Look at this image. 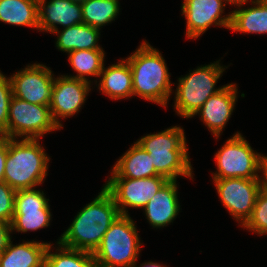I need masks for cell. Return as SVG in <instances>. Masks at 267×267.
<instances>
[{"instance_id": "obj_31", "label": "cell", "mask_w": 267, "mask_h": 267, "mask_svg": "<svg viewBox=\"0 0 267 267\" xmlns=\"http://www.w3.org/2000/svg\"><path fill=\"white\" fill-rule=\"evenodd\" d=\"M7 155H8V139L0 146V182L4 181Z\"/></svg>"}, {"instance_id": "obj_5", "label": "cell", "mask_w": 267, "mask_h": 267, "mask_svg": "<svg viewBox=\"0 0 267 267\" xmlns=\"http://www.w3.org/2000/svg\"><path fill=\"white\" fill-rule=\"evenodd\" d=\"M130 215H120L93 253L96 267H133L143 245Z\"/></svg>"}, {"instance_id": "obj_29", "label": "cell", "mask_w": 267, "mask_h": 267, "mask_svg": "<svg viewBox=\"0 0 267 267\" xmlns=\"http://www.w3.org/2000/svg\"><path fill=\"white\" fill-rule=\"evenodd\" d=\"M15 193L4 181L0 182V220L10 224L14 217Z\"/></svg>"}, {"instance_id": "obj_15", "label": "cell", "mask_w": 267, "mask_h": 267, "mask_svg": "<svg viewBox=\"0 0 267 267\" xmlns=\"http://www.w3.org/2000/svg\"><path fill=\"white\" fill-rule=\"evenodd\" d=\"M238 85L226 84L218 93L210 96L203 106L194 114L199 115L201 122L212 133L213 137L219 139L225 125L234 112L238 98Z\"/></svg>"}, {"instance_id": "obj_23", "label": "cell", "mask_w": 267, "mask_h": 267, "mask_svg": "<svg viewBox=\"0 0 267 267\" xmlns=\"http://www.w3.org/2000/svg\"><path fill=\"white\" fill-rule=\"evenodd\" d=\"M0 22L39 31L37 0H0Z\"/></svg>"}, {"instance_id": "obj_14", "label": "cell", "mask_w": 267, "mask_h": 267, "mask_svg": "<svg viewBox=\"0 0 267 267\" xmlns=\"http://www.w3.org/2000/svg\"><path fill=\"white\" fill-rule=\"evenodd\" d=\"M91 82L82 79L59 75L54 78L53 96L50 101V112L54 122L63 128L60 119L78 114L91 91Z\"/></svg>"}, {"instance_id": "obj_10", "label": "cell", "mask_w": 267, "mask_h": 267, "mask_svg": "<svg viewBox=\"0 0 267 267\" xmlns=\"http://www.w3.org/2000/svg\"><path fill=\"white\" fill-rule=\"evenodd\" d=\"M213 183L224 208L242 227L252 214L261 180L223 178L213 179Z\"/></svg>"}, {"instance_id": "obj_30", "label": "cell", "mask_w": 267, "mask_h": 267, "mask_svg": "<svg viewBox=\"0 0 267 267\" xmlns=\"http://www.w3.org/2000/svg\"><path fill=\"white\" fill-rule=\"evenodd\" d=\"M11 234V224L0 220V253H3L10 244Z\"/></svg>"}, {"instance_id": "obj_36", "label": "cell", "mask_w": 267, "mask_h": 267, "mask_svg": "<svg viewBox=\"0 0 267 267\" xmlns=\"http://www.w3.org/2000/svg\"><path fill=\"white\" fill-rule=\"evenodd\" d=\"M68 1L73 2V3H77V4H83L88 0H68Z\"/></svg>"}, {"instance_id": "obj_35", "label": "cell", "mask_w": 267, "mask_h": 267, "mask_svg": "<svg viewBox=\"0 0 267 267\" xmlns=\"http://www.w3.org/2000/svg\"><path fill=\"white\" fill-rule=\"evenodd\" d=\"M8 139L5 130L0 128V146Z\"/></svg>"}, {"instance_id": "obj_25", "label": "cell", "mask_w": 267, "mask_h": 267, "mask_svg": "<svg viewBox=\"0 0 267 267\" xmlns=\"http://www.w3.org/2000/svg\"><path fill=\"white\" fill-rule=\"evenodd\" d=\"M56 252L49 244L45 254V267H96L93 254L78 249H72L56 243Z\"/></svg>"}, {"instance_id": "obj_24", "label": "cell", "mask_w": 267, "mask_h": 267, "mask_svg": "<svg viewBox=\"0 0 267 267\" xmlns=\"http://www.w3.org/2000/svg\"><path fill=\"white\" fill-rule=\"evenodd\" d=\"M69 63L73 68L76 75H66L68 77L82 79L87 82L93 83V80H89V76L96 78L100 77V73L105 66V51L103 49L93 50H76L67 53Z\"/></svg>"}, {"instance_id": "obj_16", "label": "cell", "mask_w": 267, "mask_h": 267, "mask_svg": "<svg viewBox=\"0 0 267 267\" xmlns=\"http://www.w3.org/2000/svg\"><path fill=\"white\" fill-rule=\"evenodd\" d=\"M37 10L39 32L53 33L83 23L81 4L68 0H37Z\"/></svg>"}, {"instance_id": "obj_4", "label": "cell", "mask_w": 267, "mask_h": 267, "mask_svg": "<svg viewBox=\"0 0 267 267\" xmlns=\"http://www.w3.org/2000/svg\"><path fill=\"white\" fill-rule=\"evenodd\" d=\"M45 152L39 139L8 138L4 182L15 191L40 186L50 162Z\"/></svg>"}, {"instance_id": "obj_6", "label": "cell", "mask_w": 267, "mask_h": 267, "mask_svg": "<svg viewBox=\"0 0 267 267\" xmlns=\"http://www.w3.org/2000/svg\"><path fill=\"white\" fill-rule=\"evenodd\" d=\"M228 66L220 64V59L208 65L198 66L192 72L179 77L174 93V110L182 118H192L206 100L218 93L225 85L216 88Z\"/></svg>"}, {"instance_id": "obj_7", "label": "cell", "mask_w": 267, "mask_h": 267, "mask_svg": "<svg viewBox=\"0 0 267 267\" xmlns=\"http://www.w3.org/2000/svg\"><path fill=\"white\" fill-rule=\"evenodd\" d=\"M230 137L214 155L217 171L212 178L260 179L265 155L255 152L239 131Z\"/></svg>"}, {"instance_id": "obj_12", "label": "cell", "mask_w": 267, "mask_h": 267, "mask_svg": "<svg viewBox=\"0 0 267 267\" xmlns=\"http://www.w3.org/2000/svg\"><path fill=\"white\" fill-rule=\"evenodd\" d=\"M45 195L36 187L16 191L12 232L25 233L50 226L52 215Z\"/></svg>"}, {"instance_id": "obj_9", "label": "cell", "mask_w": 267, "mask_h": 267, "mask_svg": "<svg viewBox=\"0 0 267 267\" xmlns=\"http://www.w3.org/2000/svg\"><path fill=\"white\" fill-rule=\"evenodd\" d=\"M167 181L161 175L141 179L108 178L102 187L112 195L120 214L130 215L129 207L143 209Z\"/></svg>"}, {"instance_id": "obj_17", "label": "cell", "mask_w": 267, "mask_h": 267, "mask_svg": "<svg viewBox=\"0 0 267 267\" xmlns=\"http://www.w3.org/2000/svg\"><path fill=\"white\" fill-rule=\"evenodd\" d=\"M177 185V180H168L142 209L153 228H164L179 215L181 205Z\"/></svg>"}, {"instance_id": "obj_3", "label": "cell", "mask_w": 267, "mask_h": 267, "mask_svg": "<svg viewBox=\"0 0 267 267\" xmlns=\"http://www.w3.org/2000/svg\"><path fill=\"white\" fill-rule=\"evenodd\" d=\"M136 142L149 153L159 175L168 180H177L179 176L193 179V167L183 127L171 126L158 133L146 134Z\"/></svg>"}, {"instance_id": "obj_28", "label": "cell", "mask_w": 267, "mask_h": 267, "mask_svg": "<svg viewBox=\"0 0 267 267\" xmlns=\"http://www.w3.org/2000/svg\"><path fill=\"white\" fill-rule=\"evenodd\" d=\"M12 96L13 93L11 80L0 70V128L5 130L6 135L9 117V107Z\"/></svg>"}, {"instance_id": "obj_22", "label": "cell", "mask_w": 267, "mask_h": 267, "mask_svg": "<svg viewBox=\"0 0 267 267\" xmlns=\"http://www.w3.org/2000/svg\"><path fill=\"white\" fill-rule=\"evenodd\" d=\"M231 11L229 30L245 34H267V0H255L251 7Z\"/></svg>"}, {"instance_id": "obj_8", "label": "cell", "mask_w": 267, "mask_h": 267, "mask_svg": "<svg viewBox=\"0 0 267 267\" xmlns=\"http://www.w3.org/2000/svg\"><path fill=\"white\" fill-rule=\"evenodd\" d=\"M59 129L49 106L32 104L12 96L7 124L8 138L40 139Z\"/></svg>"}, {"instance_id": "obj_33", "label": "cell", "mask_w": 267, "mask_h": 267, "mask_svg": "<svg viewBox=\"0 0 267 267\" xmlns=\"http://www.w3.org/2000/svg\"><path fill=\"white\" fill-rule=\"evenodd\" d=\"M255 0H224V2L227 4H230V5H234V6H237V7H240V6H244V5H247L248 2H253Z\"/></svg>"}, {"instance_id": "obj_2", "label": "cell", "mask_w": 267, "mask_h": 267, "mask_svg": "<svg viewBox=\"0 0 267 267\" xmlns=\"http://www.w3.org/2000/svg\"><path fill=\"white\" fill-rule=\"evenodd\" d=\"M126 59L132 73L133 96L166 108L173 93V83L160 51L143 39L136 51Z\"/></svg>"}, {"instance_id": "obj_11", "label": "cell", "mask_w": 267, "mask_h": 267, "mask_svg": "<svg viewBox=\"0 0 267 267\" xmlns=\"http://www.w3.org/2000/svg\"><path fill=\"white\" fill-rule=\"evenodd\" d=\"M13 96L38 105L49 106L53 96L54 73L45 64H28L10 77Z\"/></svg>"}, {"instance_id": "obj_32", "label": "cell", "mask_w": 267, "mask_h": 267, "mask_svg": "<svg viewBox=\"0 0 267 267\" xmlns=\"http://www.w3.org/2000/svg\"><path fill=\"white\" fill-rule=\"evenodd\" d=\"M261 189L267 193V156H265V159L263 160V163L261 165Z\"/></svg>"}, {"instance_id": "obj_21", "label": "cell", "mask_w": 267, "mask_h": 267, "mask_svg": "<svg viewBox=\"0 0 267 267\" xmlns=\"http://www.w3.org/2000/svg\"><path fill=\"white\" fill-rule=\"evenodd\" d=\"M100 29L81 23L61 30H56L51 34L57 35L55 47L62 52L69 53L76 50L103 49L98 44Z\"/></svg>"}, {"instance_id": "obj_20", "label": "cell", "mask_w": 267, "mask_h": 267, "mask_svg": "<svg viewBox=\"0 0 267 267\" xmlns=\"http://www.w3.org/2000/svg\"><path fill=\"white\" fill-rule=\"evenodd\" d=\"M14 245L10 241L1 253L0 267H45V254L48 242L25 241Z\"/></svg>"}, {"instance_id": "obj_13", "label": "cell", "mask_w": 267, "mask_h": 267, "mask_svg": "<svg viewBox=\"0 0 267 267\" xmlns=\"http://www.w3.org/2000/svg\"><path fill=\"white\" fill-rule=\"evenodd\" d=\"M225 6L224 0H184L181 11L186 19V38L198 39L213 25L230 29L231 11L222 15Z\"/></svg>"}, {"instance_id": "obj_19", "label": "cell", "mask_w": 267, "mask_h": 267, "mask_svg": "<svg viewBox=\"0 0 267 267\" xmlns=\"http://www.w3.org/2000/svg\"><path fill=\"white\" fill-rule=\"evenodd\" d=\"M109 178L141 179L160 176L152 164L149 153L137 142L115 162Z\"/></svg>"}, {"instance_id": "obj_18", "label": "cell", "mask_w": 267, "mask_h": 267, "mask_svg": "<svg viewBox=\"0 0 267 267\" xmlns=\"http://www.w3.org/2000/svg\"><path fill=\"white\" fill-rule=\"evenodd\" d=\"M99 78L97 79L99 81L94 80V83L97 89L108 98L121 100L133 97L132 73L126 58L103 67Z\"/></svg>"}, {"instance_id": "obj_26", "label": "cell", "mask_w": 267, "mask_h": 267, "mask_svg": "<svg viewBox=\"0 0 267 267\" xmlns=\"http://www.w3.org/2000/svg\"><path fill=\"white\" fill-rule=\"evenodd\" d=\"M119 0H88L81 4L83 23L101 30L115 21L120 12Z\"/></svg>"}, {"instance_id": "obj_1", "label": "cell", "mask_w": 267, "mask_h": 267, "mask_svg": "<svg viewBox=\"0 0 267 267\" xmlns=\"http://www.w3.org/2000/svg\"><path fill=\"white\" fill-rule=\"evenodd\" d=\"M98 194L77 213L56 243L94 253L111 224L121 215L112 195L104 187Z\"/></svg>"}, {"instance_id": "obj_34", "label": "cell", "mask_w": 267, "mask_h": 267, "mask_svg": "<svg viewBox=\"0 0 267 267\" xmlns=\"http://www.w3.org/2000/svg\"><path fill=\"white\" fill-rule=\"evenodd\" d=\"M133 267H167L166 265H161V263H157V262H152V261H146L144 263H142L141 265L137 266V264L135 263Z\"/></svg>"}, {"instance_id": "obj_27", "label": "cell", "mask_w": 267, "mask_h": 267, "mask_svg": "<svg viewBox=\"0 0 267 267\" xmlns=\"http://www.w3.org/2000/svg\"><path fill=\"white\" fill-rule=\"evenodd\" d=\"M244 229L258 235H267V193L258 192L251 216L242 225Z\"/></svg>"}]
</instances>
